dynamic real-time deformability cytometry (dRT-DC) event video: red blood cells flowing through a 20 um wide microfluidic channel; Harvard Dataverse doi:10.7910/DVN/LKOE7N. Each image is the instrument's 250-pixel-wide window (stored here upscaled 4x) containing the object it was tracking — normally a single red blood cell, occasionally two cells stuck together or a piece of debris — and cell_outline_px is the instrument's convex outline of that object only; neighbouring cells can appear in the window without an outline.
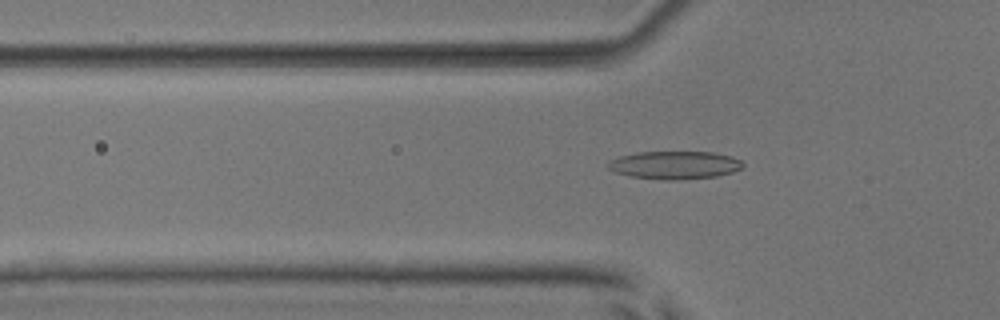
{"species": "common noctule bat (a hibernating species)", "species_latin": "Nyctalus noctula", "temperature_condition": "room temperature", "stored_images_in_passage": 53, "camera_frame_rate_fps": 3000, "um_per_image_px": 0.085, "animal": {"sex": "male", "body_mass_g": 17.9, "forearm_length_mm": 54.2}, "frame": {"image": 1, "passage_image": 18, "time_ms": 5.667, "image_size_px": [1000, 320], "cell_outline_px": [[744, 164], [740, 168], [732, 172], [716, 176], [672, 180], [664, 180], [632, 176], [616, 172], [608, 168], [608, 164], [612, 160], [620, 156], [636, 152], [712, 152], [732, 156], [740, 160]], "centroid_in_image_um": [57.36, 14.02], "position_along_channel_um": 68.4, "area_um2": 21.68}}
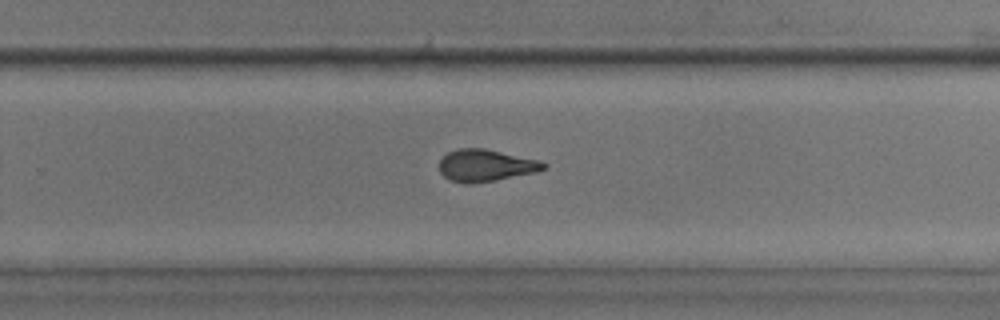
{"frame": {"image": 2, "passage_image": 35, "time_ms": 11.333, "image_size_px": [1000, 320], "cell_outline_px": [[548, 164], [544, 168], [536, 172], [496, 180], [472, 184], [464, 184], [452, 180], [444, 176], [440, 172], [440, 160], [448, 152], [456, 148], [484, 148], [540, 160]], "centroid_in_image_um": [41.28, 14.06], "position_along_channel_um": 288.5, "area_um2": 19.48}}
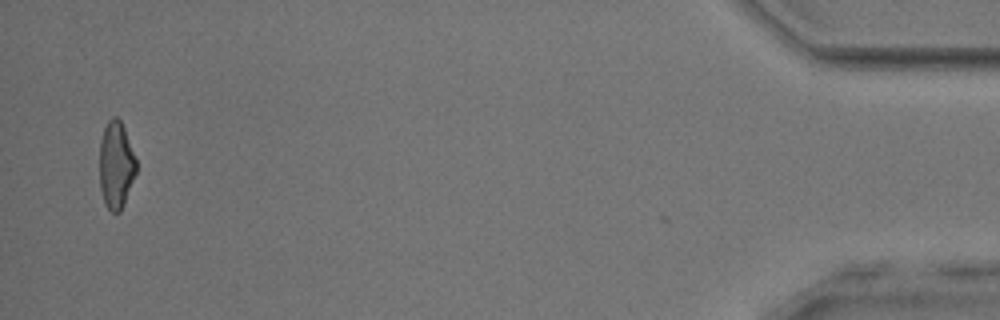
{"frame": {"image": 3, "passage_image": 52, "time_ms": 17.0, "image_size_px": [1000, 320], "cell_outline_px": [[136, 172], [124, 204], [120, 212], [112, 212], [104, 204], [100, 188], [100, 140], [104, 128], [108, 120], [112, 116], [116, 116], [120, 120], [124, 128], [136, 160]], "centroid_in_image_um": [9.85, 14.03], "position_along_channel_um": 425.3, "area_um2": 18.55}, "authors_computed_cell_mechanics": {"area_um2": 19.7098, "velocity_mm_per_s": 3.9005, "shape_relaxation_time_tau1_ms": null, "shape_relaxation_time_tau2_ms": 1.6604, "deformation_change_tau1": null, "deformation_change_tau2": 0.0962}}